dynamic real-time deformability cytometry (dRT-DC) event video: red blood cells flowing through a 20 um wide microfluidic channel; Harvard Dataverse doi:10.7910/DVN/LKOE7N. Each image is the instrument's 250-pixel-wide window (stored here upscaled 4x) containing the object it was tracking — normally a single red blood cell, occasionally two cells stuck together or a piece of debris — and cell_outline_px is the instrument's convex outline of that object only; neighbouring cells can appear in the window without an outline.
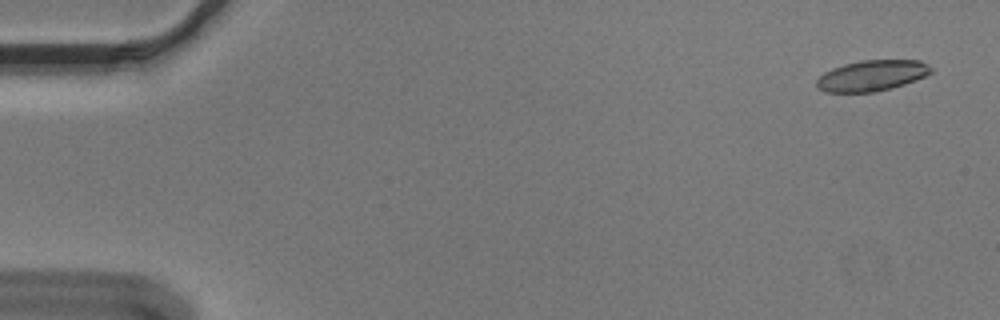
{"species": "Egyptian fruit bat (a non-hibernating species)", "species_latin": "Rousettus aegyptiacus", "temperature_condition": "cold", "stored_images_in_passage": 18, "camera_frame_rate_fps": 3000, "um_per_image_px": 0.085, "animal": {"sex": "male"}, "frame": {"image": 1, "passage_image": 3, "time_ms": 0.667, "image_size_px": [1000, 320], "cell_outline_px": [[932, 72], [916, 80], [892, 88], [876, 92], [828, 92], [816, 88], [816, 80], [824, 72], [832, 68], [844, 64], [860, 60], [920, 60], [928, 64], [932, 68]], "centroid_in_image_um": [74.1, 6.42], "position_along_channel_um": 10.9, "area_um2": 20.63}}
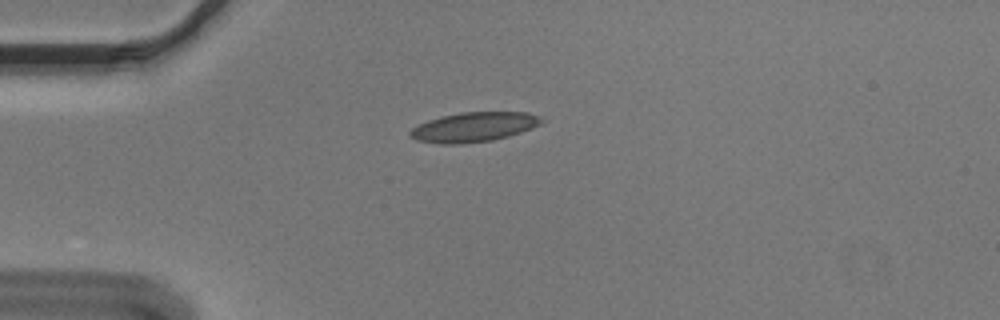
{"frame": {"image": 2, "passage_image": 15, "time_ms": 4.667, "image_size_px": [1000, 320], "cell_outline_px": [[544, 120], [540, 124], [532, 128], [508, 136], [492, 140], [460, 144], [440, 144], [416, 140], [408, 136], [408, 132], [412, 128], [428, 120], [440, 116], [460, 112], [528, 112]], "centroid_in_image_um": [40.22, 10.8], "position_along_channel_um": 44.8, "area_um2": 22.66}}